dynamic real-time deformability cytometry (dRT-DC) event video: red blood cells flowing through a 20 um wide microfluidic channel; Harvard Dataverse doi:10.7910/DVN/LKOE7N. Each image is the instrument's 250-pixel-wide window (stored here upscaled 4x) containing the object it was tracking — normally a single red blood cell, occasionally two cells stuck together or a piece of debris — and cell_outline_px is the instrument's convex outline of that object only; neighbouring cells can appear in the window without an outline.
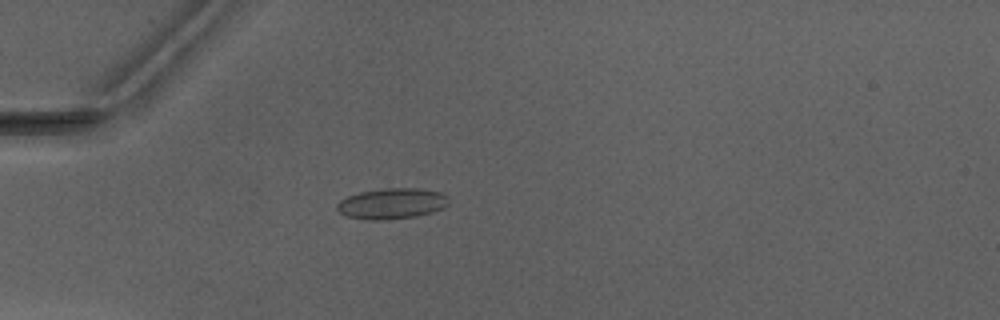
{"species": "Egyptian fruit bat (a non-hibernating species)", "species_latin": "Rousettus aegyptiacus", "temperature_condition": "warm", "stored_images_in_passage": 1, "camera_frame_rate_fps": 3000, "um_per_image_px": 0.085, "animal": {"sex": "male"}, "frame": {"image": 1, "passage_image": 1, "time_ms": 0.0, "image_size_px": [1000, 320], "cell_outline_px": [[448, 204], [444, 208], [432, 212], [416, 216], [384, 220], [368, 220], [348, 216], [340, 212], [336, 208], [336, 204], [340, 200], [348, 196], [360, 192], [384, 188], [416, 188], [440, 192], [448, 196]], "centroid_in_image_um": [33.31, 17.3], "position_along_channel_um": 51.7, "area_um2": 20.0}}